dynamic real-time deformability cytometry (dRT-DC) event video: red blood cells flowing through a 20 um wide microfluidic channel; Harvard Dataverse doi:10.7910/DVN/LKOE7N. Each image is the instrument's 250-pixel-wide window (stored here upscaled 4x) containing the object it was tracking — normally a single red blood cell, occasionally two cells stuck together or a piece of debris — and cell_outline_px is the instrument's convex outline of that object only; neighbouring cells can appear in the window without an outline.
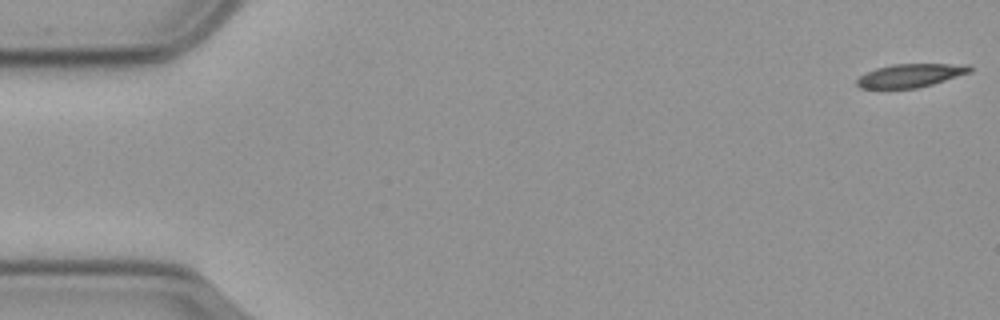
{"species": "common noctule bat (a hibernating species)", "species_latin": "Nyctalus noctula", "temperature_condition": "cold", "stored_images_in_passage": 53, "camera_frame_rate_fps": 3000, "um_per_image_px": 0.085, "animal": {"sex": "male", "body_mass_g": 23.1, "forearm_length_mm": 52.7}, "frame": {"image": 1, "passage_image": 1, "time_ms": 0.0, "image_size_px": [1000, 320], "cell_outline_px": [[972, 72], [932, 84], [916, 88], [860, 88], [856, 84], [856, 80], [860, 76], [876, 68], [892, 64], [972, 64]], "centroid_in_image_um": [77.43, 6.4], "position_along_channel_um": 7.6, "area_um2": 15.37}}
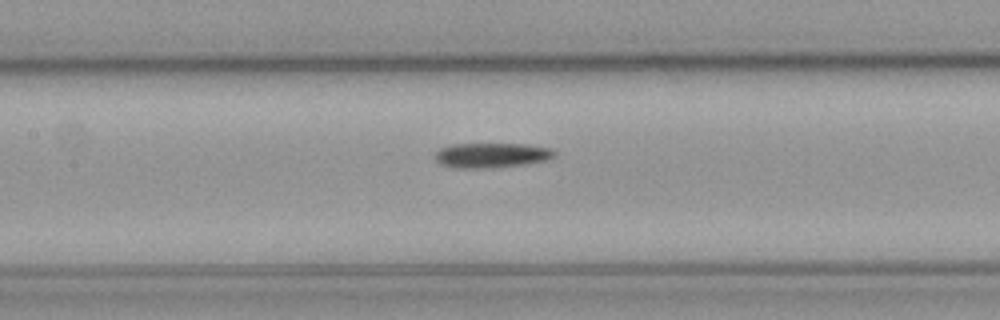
{"frame": {"image": 2, "passage_image": 26, "time_ms": 8.333, "image_size_px": [1000, 320], "cell_outline_px": [[556, 156], [544, 160], [524, 164], [492, 168], [452, 168], [440, 164], [436, 160], [436, 152], [440, 148], [452, 144], [528, 144], [552, 148], [556, 152]], "centroid_in_image_um": [41.78, 13.19], "position_along_channel_um": 165.6, "area_um2": 17.4}}
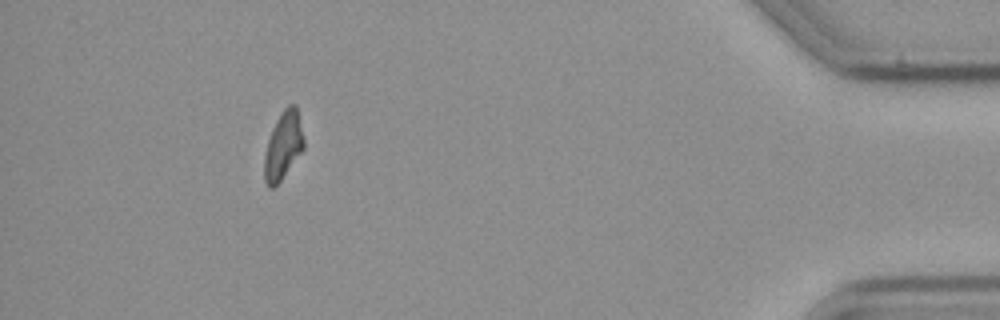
{"frame": {"image": 3, "passage_image": 52, "time_ms": 17.0, "image_size_px": [1000, 320], "cell_outline_px": [[304, 148], [280, 180], [272, 188], [268, 188], [264, 180], [264, 156], [268, 140], [272, 128], [276, 120], [284, 108], [288, 104], [296, 104], [304, 140]], "centroid_in_image_um": [24.06, 12.36], "position_along_channel_um": 411.1, "area_um2": 15.37}}